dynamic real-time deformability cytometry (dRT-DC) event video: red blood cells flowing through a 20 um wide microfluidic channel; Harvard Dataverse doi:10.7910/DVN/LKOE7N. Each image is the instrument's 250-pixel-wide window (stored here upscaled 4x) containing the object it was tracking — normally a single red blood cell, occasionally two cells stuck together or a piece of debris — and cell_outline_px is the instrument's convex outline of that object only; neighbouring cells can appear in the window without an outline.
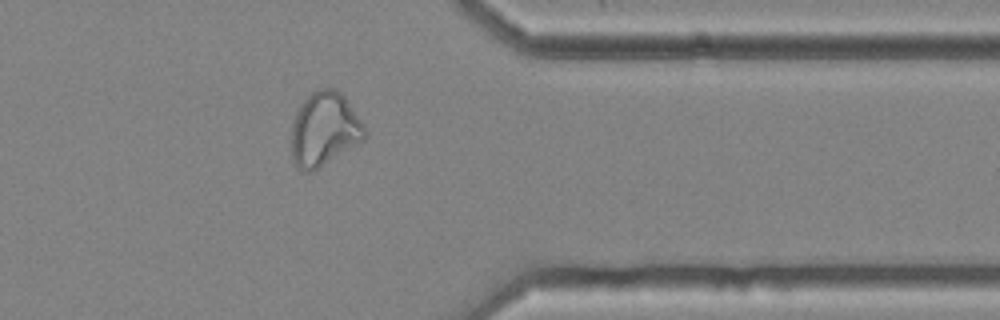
{"species": "common noctule bat (a hibernating species)", "species_latin": "Nyctalus noctula", "temperature_condition": "cold", "stored_images_in_passage": 34, "camera_frame_rate_fps": 3000, "um_per_image_px": 0.085, "animal": {"sex": "female", "body_mass_g": 25.1}, "frame": {"image": 1, "passage_image": 29, "time_ms": 9.333, "image_size_px": [1000, 320], "cell_outline_px": [[368, 132], [364, 140], [312, 172], [308, 172], [300, 168], [296, 164], [292, 156], [292, 124], [296, 112], [304, 100], [312, 92], [320, 88], [336, 88], [344, 96]], "centroid_in_image_um": [27.58, 10.98], "position_along_channel_um": 383.8, "area_um2": 31.21}}